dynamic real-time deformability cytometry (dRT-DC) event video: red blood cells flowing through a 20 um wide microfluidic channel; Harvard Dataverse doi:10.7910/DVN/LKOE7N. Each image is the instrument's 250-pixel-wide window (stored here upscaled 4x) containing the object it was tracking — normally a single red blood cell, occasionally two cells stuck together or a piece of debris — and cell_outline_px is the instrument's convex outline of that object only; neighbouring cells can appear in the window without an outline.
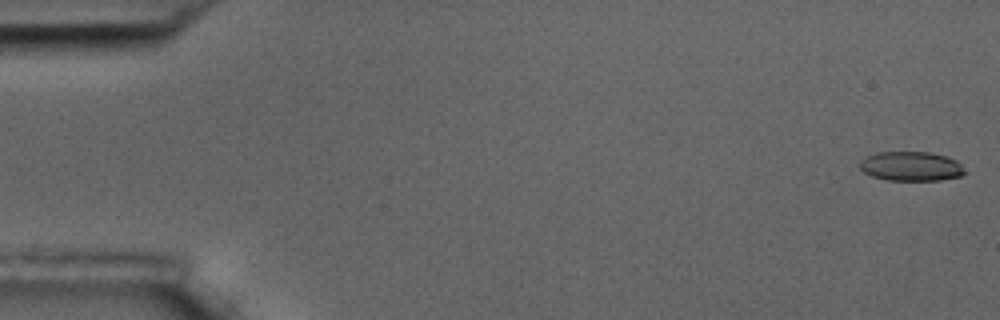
{"species": "common noctule bat (a hibernating species)", "species_latin": "Nyctalus noctula", "temperature_condition": "room temperature", "stored_images_in_passage": 8, "camera_frame_rate_fps": 3000, "um_per_image_px": 0.085, "animal": {"sex": "male", "body_mass_g": 17.5, "forearm_length_mm": 52.3}, "frame": {"image": 1, "passage_image": 1, "time_ms": 0.0, "image_size_px": [1000, 320], "cell_outline_px": [[964, 172], [960, 176], [940, 180], [888, 180], [872, 176], [864, 172], [860, 168], [860, 160], [876, 152], [928, 152], [944, 156], [956, 160], [960, 164]], "centroid_in_image_um": [77.41, 14.13], "position_along_channel_um": 7.6, "area_um2": 17.74}}
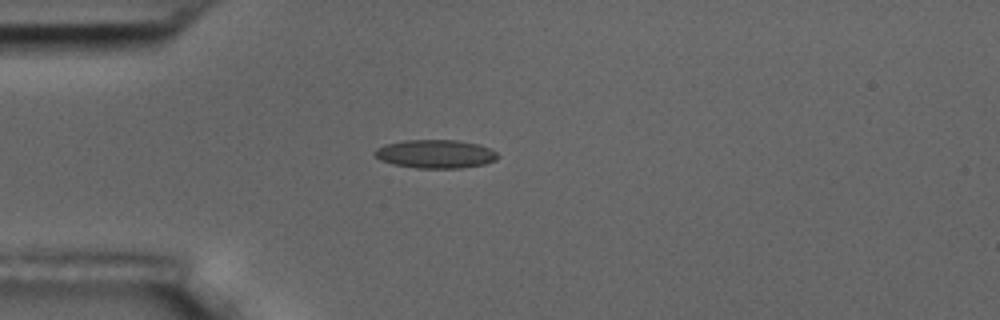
{"frame": {"image": 2, "passage_image": 5, "time_ms": 4.667, "image_size_px": [1000, 320], "cell_outline_px": [[500, 156], [496, 160], [484, 164], [460, 168], [416, 168], [392, 164], [380, 160], [372, 152], [376, 148], [384, 144], [404, 140], [456, 140], [480, 144], [496, 152]], "centroid_in_image_um": [36.99, 13.08], "position_along_channel_um": 48.0, "area_um2": 20.58}}